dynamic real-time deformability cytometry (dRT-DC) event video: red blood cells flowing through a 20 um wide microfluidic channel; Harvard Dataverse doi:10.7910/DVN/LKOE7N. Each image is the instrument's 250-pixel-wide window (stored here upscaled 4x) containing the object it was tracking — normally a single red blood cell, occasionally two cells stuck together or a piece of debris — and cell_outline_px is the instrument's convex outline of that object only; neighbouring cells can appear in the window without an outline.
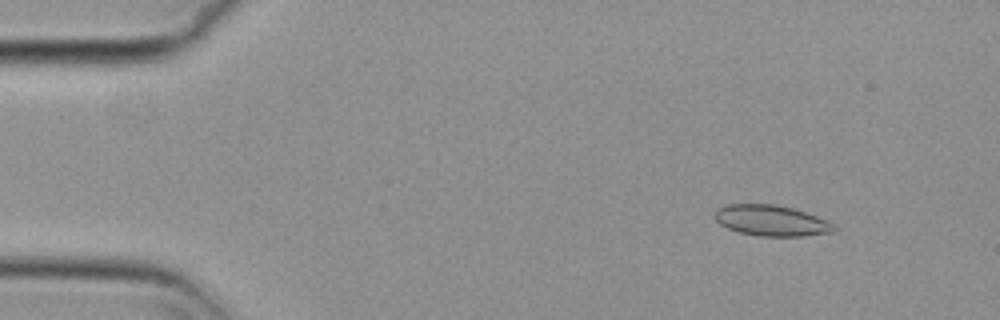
{"species": "common noctule bat (a hibernating species)", "species_latin": "Nyctalus noctula", "temperature_condition": "cold", "stored_images_in_passage": 54, "camera_frame_rate_fps": 3000, "um_per_image_px": 0.085, "animal": {"sex": "female", "body_mass_g": 29.2, "forearm_length_mm": 56.3}, "frame": {"image": 1, "passage_image": 6, "time_ms": 1.667, "image_size_px": [1000, 320], "cell_outline_px": [[836, 228], [832, 232], [804, 236], [760, 236], [740, 232], [728, 228], [720, 224], [712, 216], [716, 208], [724, 204], [776, 204], [792, 208], [828, 220], [836, 224]], "centroid_in_image_um": [65.54, 18.74], "position_along_channel_um": 19.5, "area_um2": 21.56}}
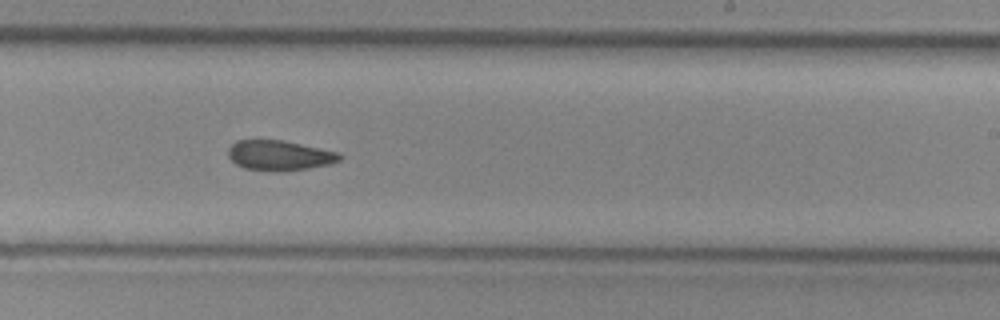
{"frame": {"image": 2, "passage_image": 33, "time_ms": 10.667, "image_size_px": [1000, 320], "cell_outline_px": [[344, 156], [340, 160], [328, 164], [308, 168], [280, 172], [272, 172], [244, 168], [236, 164], [228, 156], [228, 148], [236, 140], [280, 140], [340, 152]], "centroid_in_image_um": [23.75, 13.22], "position_along_channel_um": 265.3, "area_um2": 19.59}}
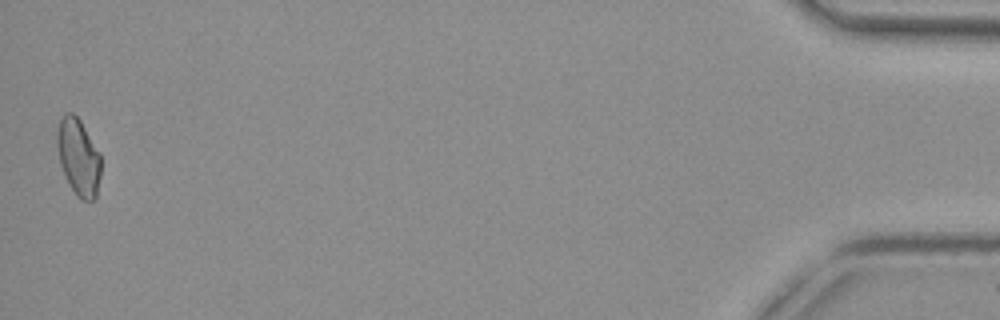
{"frame": {"image": 3, "passage_image": 54, "time_ms": 17.667, "image_size_px": [1000, 320], "cell_outline_px": [[100, 176], [96, 200], [80, 200], [76, 196], [60, 164], [56, 144], [56, 132], [60, 120], [64, 112], [72, 112], [80, 120], [100, 152]], "centroid_in_image_um": [6.67, 13.34], "position_along_channel_um": 428.5, "area_um2": 19.71}}